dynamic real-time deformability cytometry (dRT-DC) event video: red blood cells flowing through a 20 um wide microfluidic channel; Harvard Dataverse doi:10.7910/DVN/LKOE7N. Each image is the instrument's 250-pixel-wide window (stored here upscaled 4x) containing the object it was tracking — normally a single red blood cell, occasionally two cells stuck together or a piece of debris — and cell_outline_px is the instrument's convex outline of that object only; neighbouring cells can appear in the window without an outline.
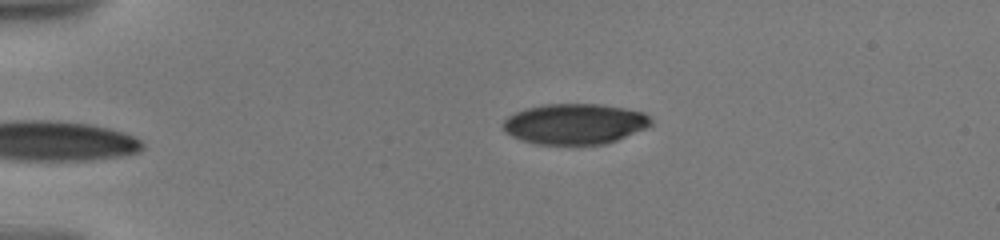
{"species": "human", "species_latin": "Homo sapiens", "temperature_condition": "warm", "stored_images_in_passage": 4, "camera_frame_rate_fps": 3000, "um_per_image_px": 0.085, "donor": {"sex": "male"}, "frame": {"image": 1, "passage_image": 4, "time_ms": 3.667, "image_size_px": [1000, 240], "cell_outline_px": [[652, 124], [648, 128], [616, 140], [604, 144], [536, 144], [520, 140], [504, 132], [500, 124], [508, 116], [516, 112], [528, 108], [544, 104], [600, 104], [624, 108], [644, 112], [652, 120]], "centroid_in_image_um": [48.84, 10.53], "position_along_channel_um": 36.2, "area_um2": 35.14}}